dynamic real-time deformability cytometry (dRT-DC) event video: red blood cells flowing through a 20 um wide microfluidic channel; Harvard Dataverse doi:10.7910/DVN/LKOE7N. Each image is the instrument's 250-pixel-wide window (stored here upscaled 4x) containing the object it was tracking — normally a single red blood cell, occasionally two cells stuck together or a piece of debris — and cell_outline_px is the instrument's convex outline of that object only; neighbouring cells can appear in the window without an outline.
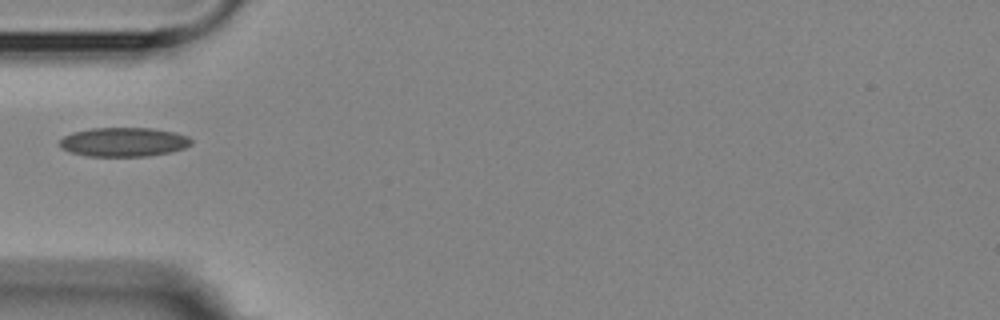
{"species": "Egyptian fruit bat (a non-hibernating species)", "species_latin": "Rousettus aegyptiacus", "temperature_condition": "room temperature", "stored_images_in_passage": 1, "camera_frame_rate_fps": 3000, "um_per_image_px": 0.085, "animal": {"sex": "female"}, "frame": {"image": 1, "passage_image": 1, "time_ms": 0.0, "image_size_px": [1000, 320], "cell_outline_px": [[192, 144], [184, 148], [172, 152], [148, 156], [88, 156], [72, 152], [60, 148], [60, 140], [64, 136], [72, 132], [92, 128], [152, 128], [176, 132], [188, 136], [192, 140]], "centroid_in_image_um": [10.54, 12.07], "position_along_channel_um": 74.5, "area_um2": 22.43}}